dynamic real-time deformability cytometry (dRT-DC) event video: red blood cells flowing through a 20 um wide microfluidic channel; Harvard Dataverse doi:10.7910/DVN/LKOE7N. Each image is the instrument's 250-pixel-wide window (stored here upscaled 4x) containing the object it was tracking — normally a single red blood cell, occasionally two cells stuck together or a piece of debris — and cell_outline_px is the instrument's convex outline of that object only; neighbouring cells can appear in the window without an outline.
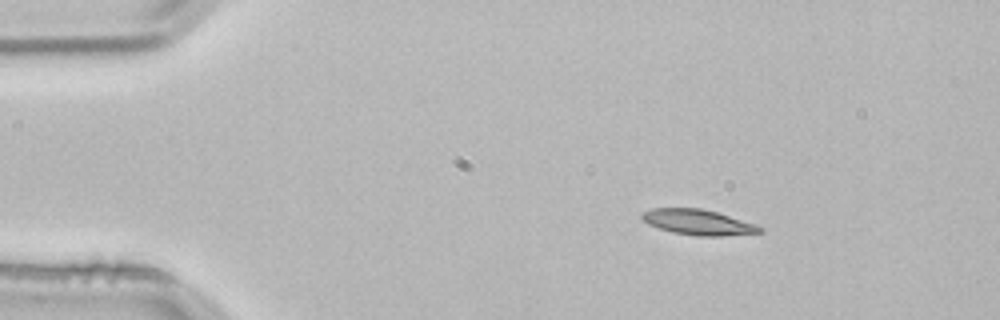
{"species": "common noctule bat (a hibernating species)", "species_latin": "Nyctalus noctula", "temperature_condition": "room temperature", "stored_images_in_passage": 2, "camera_frame_rate_fps": 3000, "um_per_image_px": 0.085, "animal": {"sex": "male", "body_mass_g": 21.5, "forearm_length_mm": 52.0}, "frame": {"image": 1, "passage_image": 1, "time_ms": 0.0, "image_size_px": [1000, 320], "cell_outline_px": [[764, 232], [720, 236], [696, 236], [672, 232], [648, 224], [640, 216], [644, 212], [652, 208], [700, 208], [716, 212], [756, 224], [764, 228]], "centroid_in_image_um": [59.36, 18.89], "position_along_channel_um": 25.6, "area_um2": 17.34}}